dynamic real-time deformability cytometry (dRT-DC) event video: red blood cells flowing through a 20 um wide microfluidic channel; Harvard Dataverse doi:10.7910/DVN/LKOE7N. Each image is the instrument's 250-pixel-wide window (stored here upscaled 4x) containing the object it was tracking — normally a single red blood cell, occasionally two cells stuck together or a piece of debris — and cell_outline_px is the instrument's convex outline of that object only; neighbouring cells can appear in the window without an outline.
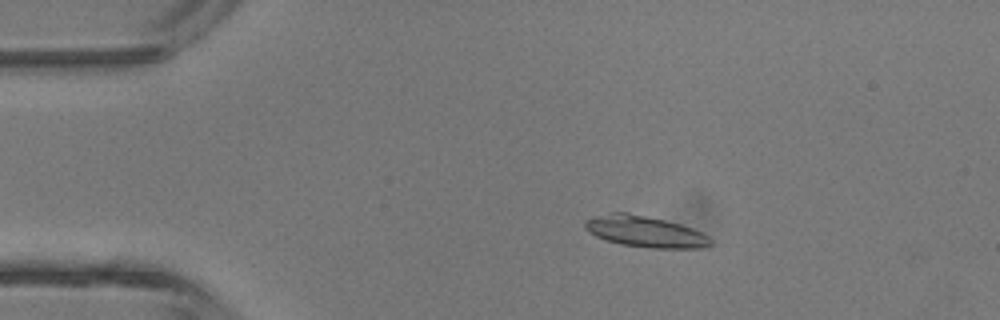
{"species": "common noctule bat (a hibernating species)", "species_latin": "Nyctalus noctula", "temperature_condition": "room temperature", "stored_images_in_passage": 4, "camera_frame_rate_fps": 3000, "um_per_image_px": 0.085, "animal": {"sex": "male", "body_mass_g": 13.3}, "frame": {"image": 1, "passage_image": 3, "time_ms": 2.333, "image_size_px": [1000, 320], "cell_outline_px": [[712, 244], [700, 248], [648, 248], [620, 244], [596, 236], [588, 232], [584, 228], [584, 220], [592, 216], [612, 212], [628, 212], [664, 220], [680, 224], [692, 228], [708, 236], [712, 240]], "centroid_in_image_um": [54.79, 19.68], "position_along_channel_um": 30.2, "area_um2": 22.89}}